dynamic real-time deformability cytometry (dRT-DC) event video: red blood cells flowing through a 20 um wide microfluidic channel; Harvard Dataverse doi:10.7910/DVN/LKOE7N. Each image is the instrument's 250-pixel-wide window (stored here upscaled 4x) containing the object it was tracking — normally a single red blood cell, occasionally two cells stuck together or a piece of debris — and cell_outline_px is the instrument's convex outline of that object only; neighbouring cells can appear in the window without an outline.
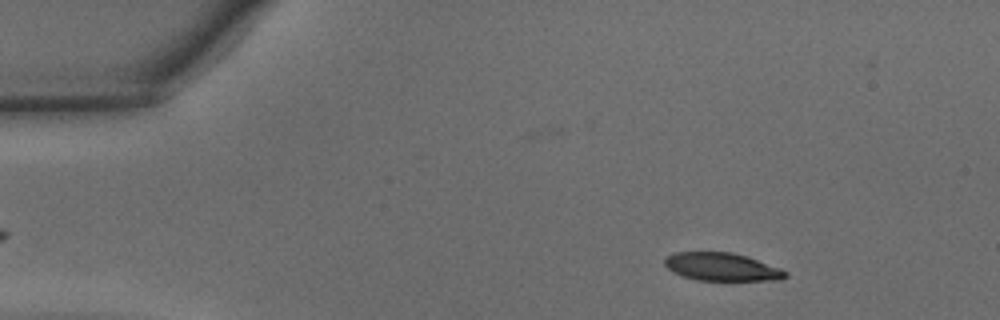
{"species": "common noctule bat (a hibernating species)", "species_latin": "Nyctalus noctula", "temperature_condition": "warm", "stored_images_in_passage": 40, "camera_frame_rate_fps": 3000, "um_per_image_px": 0.085, "animal": {"sex": "male", "body_mass_g": 15.6}, "frame": {"image": 1, "passage_image": 6, "time_ms": 1.667, "image_size_px": [1000, 320], "cell_outline_px": [[788, 276], [780, 280], [696, 280], [672, 272], [664, 264], [664, 260], [668, 256], [676, 252], [732, 252], [748, 256], [780, 268], [788, 272]], "centroid_in_image_um": [61.38, 22.68], "position_along_channel_um": 23.6, "area_um2": 19.71}}
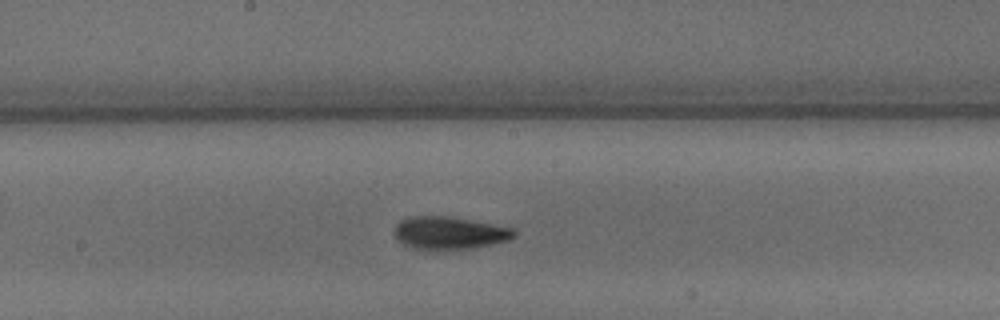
{"frame": {"image": 2, "passage_image": 24, "time_ms": 7.667, "image_size_px": [1000, 320], "cell_outline_px": [[516, 236], [508, 240], [492, 244], [472, 248], [436, 252], [428, 252], [404, 244], [392, 232], [396, 224], [400, 220], [408, 216], [448, 216], [516, 228]], "centroid_in_image_um": [38.19, 19.82], "position_along_channel_um": 210.0, "area_um2": 23.41}}
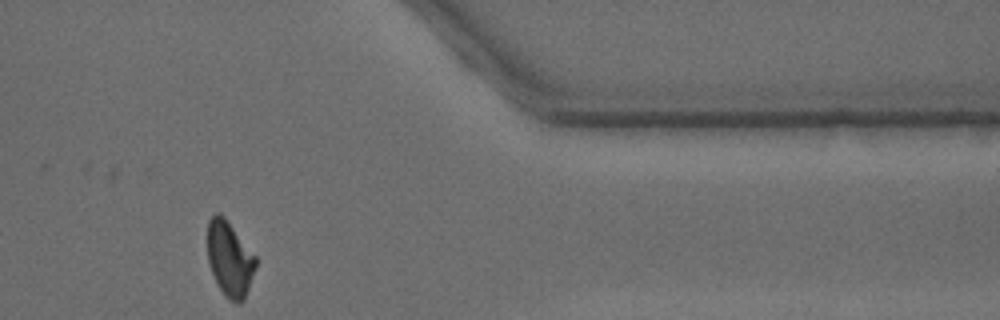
{"frame": {"image": 3, "passage_image": 38, "time_ms": 12.333, "image_size_px": [1000, 320], "cell_outline_px": [[256, 268], [244, 300], [240, 304], [236, 304], [228, 300], [224, 296], [212, 272], [208, 260], [208, 220], [216, 212], [220, 212], [224, 216], [256, 256]], "centroid_in_image_um": [19.53, 22.02], "position_along_channel_um": 391.9, "area_um2": 21.15}, "authors_computed_cell_mechanics": {"area_um2": 21.4727, "velocity_mm_per_s": 4.3675, "shape_relaxation_time_tau1_ms": 3.4459, "shape_relaxation_time_tau2_ms": 1.907, "deformation_change_tau1": 0.138, "deformation_change_tau2": 0.0792}}